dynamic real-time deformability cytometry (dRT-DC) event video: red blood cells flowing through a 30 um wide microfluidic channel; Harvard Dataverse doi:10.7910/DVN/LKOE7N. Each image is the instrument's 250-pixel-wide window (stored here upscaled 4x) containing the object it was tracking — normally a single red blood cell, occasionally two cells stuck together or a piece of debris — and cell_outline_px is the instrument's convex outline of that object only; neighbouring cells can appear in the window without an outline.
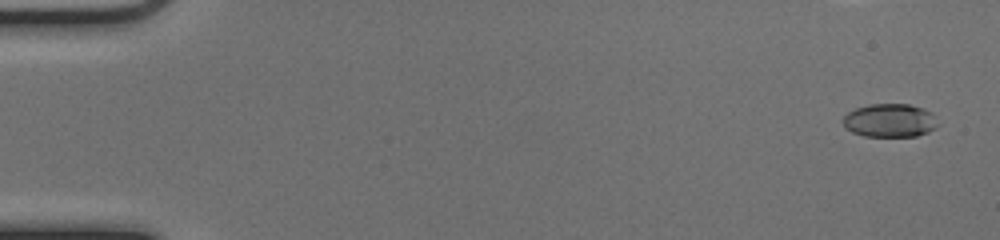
{"species": "common noctule bat (a hibernating species)", "species_latin": "Nyctalus noctula", "temperature_condition": "cold", "stored_images_in_passage": 54, "camera_frame_rate_fps": 3000, "um_per_image_px": 0.085, "animal": {"sex": "female", "body_mass_g": 17.0, "forearm_length_mm": 48.0}, "frame": {"image": 1, "passage_image": 3, "time_ms": 0.667, "image_size_px": [1000, 240], "cell_outline_px": [[940, 124], [936, 128], [928, 132], [916, 136], [864, 136], [852, 132], [844, 128], [844, 116], [848, 112], [856, 108], [868, 104], [908, 104], [924, 108], [932, 112]], "centroid_in_image_um": [75.67, 10.24], "position_along_channel_um": 9.3, "area_um2": 18.67}}